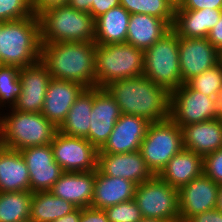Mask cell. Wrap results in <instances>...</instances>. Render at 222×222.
Returning a JSON list of instances; mask_svg holds the SVG:
<instances>
[{
	"instance_id": "1",
	"label": "cell",
	"mask_w": 222,
	"mask_h": 222,
	"mask_svg": "<svg viewBox=\"0 0 222 222\" xmlns=\"http://www.w3.org/2000/svg\"><path fill=\"white\" fill-rule=\"evenodd\" d=\"M121 114L140 116L150 123L170 119L171 93L144 75L110 82L104 87Z\"/></svg>"
},
{
	"instance_id": "2",
	"label": "cell",
	"mask_w": 222,
	"mask_h": 222,
	"mask_svg": "<svg viewBox=\"0 0 222 222\" xmlns=\"http://www.w3.org/2000/svg\"><path fill=\"white\" fill-rule=\"evenodd\" d=\"M94 42L41 44L40 61L53 79L73 81L85 88L96 87Z\"/></svg>"
},
{
	"instance_id": "3",
	"label": "cell",
	"mask_w": 222,
	"mask_h": 222,
	"mask_svg": "<svg viewBox=\"0 0 222 222\" xmlns=\"http://www.w3.org/2000/svg\"><path fill=\"white\" fill-rule=\"evenodd\" d=\"M40 23L30 17L0 22V65L23 68L40 60Z\"/></svg>"
},
{
	"instance_id": "4",
	"label": "cell",
	"mask_w": 222,
	"mask_h": 222,
	"mask_svg": "<svg viewBox=\"0 0 222 222\" xmlns=\"http://www.w3.org/2000/svg\"><path fill=\"white\" fill-rule=\"evenodd\" d=\"M9 109L3 115L0 112V146L20 151L52 142L58 128L41 112L27 113Z\"/></svg>"
},
{
	"instance_id": "5",
	"label": "cell",
	"mask_w": 222,
	"mask_h": 222,
	"mask_svg": "<svg viewBox=\"0 0 222 222\" xmlns=\"http://www.w3.org/2000/svg\"><path fill=\"white\" fill-rule=\"evenodd\" d=\"M38 19L41 44L94 42L95 20L90 13L63 5L42 12Z\"/></svg>"
},
{
	"instance_id": "6",
	"label": "cell",
	"mask_w": 222,
	"mask_h": 222,
	"mask_svg": "<svg viewBox=\"0 0 222 222\" xmlns=\"http://www.w3.org/2000/svg\"><path fill=\"white\" fill-rule=\"evenodd\" d=\"M144 51L128 43L96 45V87L143 75Z\"/></svg>"
},
{
	"instance_id": "7",
	"label": "cell",
	"mask_w": 222,
	"mask_h": 222,
	"mask_svg": "<svg viewBox=\"0 0 222 222\" xmlns=\"http://www.w3.org/2000/svg\"><path fill=\"white\" fill-rule=\"evenodd\" d=\"M179 56V37L171 29L144 51L143 75L171 93L183 85Z\"/></svg>"
},
{
	"instance_id": "8",
	"label": "cell",
	"mask_w": 222,
	"mask_h": 222,
	"mask_svg": "<svg viewBox=\"0 0 222 222\" xmlns=\"http://www.w3.org/2000/svg\"><path fill=\"white\" fill-rule=\"evenodd\" d=\"M183 148L181 127L167 119L149 124L139 151L148 168L154 175H158Z\"/></svg>"
},
{
	"instance_id": "9",
	"label": "cell",
	"mask_w": 222,
	"mask_h": 222,
	"mask_svg": "<svg viewBox=\"0 0 222 222\" xmlns=\"http://www.w3.org/2000/svg\"><path fill=\"white\" fill-rule=\"evenodd\" d=\"M134 201L143 218L180 222L178 189L155 175L151 180L136 185Z\"/></svg>"
},
{
	"instance_id": "10",
	"label": "cell",
	"mask_w": 222,
	"mask_h": 222,
	"mask_svg": "<svg viewBox=\"0 0 222 222\" xmlns=\"http://www.w3.org/2000/svg\"><path fill=\"white\" fill-rule=\"evenodd\" d=\"M55 161L63 172H89L97 169L98 150L83 137L55 133L50 143Z\"/></svg>"
},
{
	"instance_id": "11",
	"label": "cell",
	"mask_w": 222,
	"mask_h": 222,
	"mask_svg": "<svg viewBox=\"0 0 222 222\" xmlns=\"http://www.w3.org/2000/svg\"><path fill=\"white\" fill-rule=\"evenodd\" d=\"M170 119L180 127L215 119L213 97H208L184 83L171 92Z\"/></svg>"
},
{
	"instance_id": "12",
	"label": "cell",
	"mask_w": 222,
	"mask_h": 222,
	"mask_svg": "<svg viewBox=\"0 0 222 222\" xmlns=\"http://www.w3.org/2000/svg\"><path fill=\"white\" fill-rule=\"evenodd\" d=\"M30 177V191H50L63 170L55 161L51 144L27 147L20 150Z\"/></svg>"
},
{
	"instance_id": "13",
	"label": "cell",
	"mask_w": 222,
	"mask_h": 222,
	"mask_svg": "<svg viewBox=\"0 0 222 222\" xmlns=\"http://www.w3.org/2000/svg\"><path fill=\"white\" fill-rule=\"evenodd\" d=\"M121 111L115 99L105 88L93 87V108L89 133L85 137L97 150L107 142Z\"/></svg>"
},
{
	"instance_id": "14",
	"label": "cell",
	"mask_w": 222,
	"mask_h": 222,
	"mask_svg": "<svg viewBox=\"0 0 222 222\" xmlns=\"http://www.w3.org/2000/svg\"><path fill=\"white\" fill-rule=\"evenodd\" d=\"M219 184L204 173L178 189L180 222L216 207Z\"/></svg>"
},
{
	"instance_id": "15",
	"label": "cell",
	"mask_w": 222,
	"mask_h": 222,
	"mask_svg": "<svg viewBox=\"0 0 222 222\" xmlns=\"http://www.w3.org/2000/svg\"><path fill=\"white\" fill-rule=\"evenodd\" d=\"M51 79L50 73L40 60L20 68L19 80L22 90L13 109L20 112L40 113Z\"/></svg>"
},
{
	"instance_id": "16",
	"label": "cell",
	"mask_w": 222,
	"mask_h": 222,
	"mask_svg": "<svg viewBox=\"0 0 222 222\" xmlns=\"http://www.w3.org/2000/svg\"><path fill=\"white\" fill-rule=\"evenodd\" d=\"M182 83L219 63V50L207 38L179 37Z\"/></svg>"
},
{
	"instance_id": "17",
	"label": "cell",
	"mask_w": 222,
	"mask_h": 222,
	"mask_svg": "<svg viewBox=\"0 0 222 222\" xmlns=\"http://www.w3.org/2000/svg\"><path fill=\"white\" fill-rule=\"evenodd\" d=\"M97 169L104 175L121 177L136 185L155 176L145 164L140 151L119 154L98 153Z\"/></svg>"
},
{
	"instance_id": "18",
	"label": "cell",
	"mask_w": 222,
	"mask_h": 222,
	"mask_svg": "<svg viewBox=\"0 0 222 222\" xmlns=\"http://www.w3.org/2000/svg\"><path fill=\"white\" fill-rule=\"evenodd\" d=\"M150 122L140 116L121 114L107 142L98 153H127L139 151Z\"/></svg>"
},
{
	"instance_id": "19",
	"label": "cell",
	"mask_w": 222,
	"mask_h": 222,
	"mask_svg": "<svg viewBox=\"0 0 222 222\" xmlns=\"http://www.w3.org/2000/svg\"><path fill=\"white\" fill-rule=\"evenodd\" d=\"M84 89L85 87L80 83L52 78L47 87L41 113L56 128H59Z\"/></svg>"
},
{
	"instance_id": "20",
	"label": "cell",
	"mask_w": 222,
	"mask_h": 222,
	"mask_svg": "<svg viewBox=\"0 0 222 222\" xmlns=\"http://www.w3.org/2000/svg\"><path fill=\"white\" fill-rule=\"evenodd\" d=\"M96 180V170L89 172H63L50 192L69 201L77 208L90 207Z\"/></svg>"
},
{
	"instance_id": "21",
	"label": "cell",
	"mask_w": 222,
	"mask_h": 222,
	"mask_svg": "<svg viewBox=\"0 0 222 222\" xmlns=\"http://www.w3.org/2000/svg\"><path fill=\"white\" fill-rule=\"evenodd\" d=\"M184 149L206 156L222 148V122L216 118L181 127Z\"/></svg>"
},
{
	"instance_id": "22",
	"label": "cell",
	"mask_w": 222,
	"mask_h": 222,
	"mask_svg": "<svg viewBox=\"0 0 222 222\" xmlns=\"http://www.w3.org/2000/svg\"><path fill=\"white\" fill-rule=\"evenodd\" d=\"M221 15L222 9L175 10L172 30L178 37L207 38Z\"/></svg>"
},
{
	"instance_id": "23",
	"label": "cell",
	"mask_w": 222,
	"mask_h": 222,
	"mask_svg": "<svg viewBox=\"0 0 222 222\" xmlns=\"http://www.w3.org/2000/svg\"><path fill=\"white\" fill-rule=\"evenodd\" d=\"M201 174L203 156L183 148L168 161L157 176L170 186L180 189Z\"/></svg>"
},
{
	"instance_id": "24",
	"label": "cell",
	"mask_w": 222,
	"mask_h": 222,
	"mask_svg": "<svg viewBox=\"0 0 222 222\" xmlns=\"http://www.w3.org/2000/svg\"><path fill=\"white\" fill-rule=\"evenodd\" d=\"M136 184L121 177H111L96 169L92 208L106 209L121 202L134 199Z\"/></svg>"
},
{
	"instance_id": "25",
	"label": "cell",
	"mask_w": 222,
	"mask_h": 222,
	"mask_svg": "<svg viewBox=\"0 0 222 222\" xmlns=\"http://www.w3.org/2000/svg\"><path fill=\"white\" fill-rule=\"evenodd\" d=\"M30 191L27 165L19 150L0 146V192Z\"/></svg>"
},
{
	"instance_id": "26",
	"label": "cell",
	"mask_w": 222,
	"mask_h": 222,
	"mask_svg": "<svg viewBox=\"0 0 222 222\" xmlns=\"http://www.w3.org/2000/svg\"><path fill=\"white\" fill-rule=\"evenodd\" d=\"M171 29L163 19L147 14H131L126 43L145 51Z\"/></svg>"
},
{
	"instance_id": "27",
	"label": "cell",
	"mask_w": 222,
	"mask_h": 222,
	"mask_svg": "<svg viewBox=\"0 0 222 222\" xmlns=\"http://www.w3.org/2000/svg\"><path fill=\"white\" fill-rule=\"evenodd\" d=\"M131 14L121 5L114 7L95 20L96 45L126 43Z\"/></svg>"
},
{
	"instance_id": "28",
	"label": "cell",
	"mask_w": 222,
	"mask_h": 222,
	"mask_svg": "<svg viewBox=\"0 0 222 222\" xmlns=\"http://www.w3.org/2000/svg\"><path fill=\"white\" fill-rule=\"evenodd\" d=\"M92 108L93 88H85L76 98L58 131L69 136L85 138L89 133Z\"/></svg>"
},
{
	"instance_id": "29",
	"label": "cell",
	"mask_w": 222,
	"mask_h": 222,
	"mask_svg": "<svg viewBox=\"0 0 222 222\" xmlns=\"http://www.w3.org/2000/svg\"><path fill=\"white\" fill-rule=\"evenodd\" d=\"M77 207L50 191L33 193L29 219L35 222H53L74 211Z\"/></svg>"
},
{
	"instance_id": "30",
	"label": "cell",
	"mask_w": 222,
	"mask_h": 222,
	"mask_svg": "<svg viewBox=\"0 0 222 222\" xmlns=\"http://www.w3.org/2000/svg\"><path fill=\"white\" fill-rule=\"evenodd\" d=\"M31 191L0 192V222H21L29 219Z\"/></svg>"
},
{
	"instance_id": "31",
	"label": "cell",
	"mask_w": 222,
	"mask_h": 222,
	"mask_svg": "<svg viewBox=\"0 0 222 222\" xmlns=\"http://www.w3.org/2000/svg\"><path fill=\"white\" fill-rule=\"evenodd\" d=\"M130 14H147L165 20L171 27L174 21L176 0H120Z\"/></svg>"
},
{
	"instance_id": "32",
	"label": "cell",
	"mask_w": 222,
	"mask_h": 222,
	"mask_svg": "<svg viewBox=\"0 0 222 222\" xmlns=\"http://www.w3.org/2000/svg\"><path fill=\"white\" fill-rule=\"evenodd\" d=\"M19 73V67L0 65V109L2 111L4 107V110H7V106H9L8 108H13L17 102L22 90Z\"/></svg>"
},
{
	"instance_id": "33",
	"label": "cell",
	"mask_w": 222,
	"mask_h": 222,
	"mask_svg": "<svg viewBox=\"0 0 222 222\" xmlns=\"http://www.w3.org/2000/svg\"><path fill=\"white\" fill-rule=\"evenodd\" d=\"M186 84L208 97H214L222 86V67L217 64L200 75L194 76Z\"/></svg>"
},
{
	"instance_id": "34",
	"label": "cell",
	"mask_w": 222,
	"mask_h": 222,
	"mask_svg": "<svg viewBox=\"0 0 222 222\" xmlns=\"http://www.w3.org/2000/svg\"><path fill=\"white\" fill-rule=\"evenodd\" d=\"M110 222H138L143 217L134 199L104 209Z\"/></svg>"
},
{
	"instance_id": "35",
	"label": "cell",
	"mask_w": 222,
	"mask_h": 222,
	"mask_svg": "<svg viewBox=\"0 0 222 222\" xmlns=\"http://www.w3.org/2000/svg\"><path fill=\"white\" fill-rule=\"evenodd\" d=\"M31 0H0V22L32 16Z\"/></svg>"
},
{
	"instance_id": "36",
	"label": "cell",
	"mask_w": 222,
	"mask_h": 222,
	"mask_svg": "<svg viewBox=\"0 0 222 222\" xmlns=\"http://www.w3.org/2000/svg\"><path fill=\"white\" fill-rule=\"evenodd\" d=\"M203 173L222 184V148L203 157Z\"/></svg>"
},
{
	"instance_id": "37",
	"label": "cell",
	"mask_w": 222,
	"mask_h": 222,
	"mask_svg": "<svg viewBox=\"0 0 222 222\" xmlns=\"http://www.w3.org/2000/svg\"><path fill=\"white\" fill-rule=\"evenodd\" d=\"M175 10L222 9V0H176Z\"/></svg>"
},
{
	"instance_id": "38",
	"label": "cell",
	"mask_w": 222,
	"mask_h": 222,
	"mask_svg": "<svg viewBox=\"0 0 222 222\" xmlns=\"http://www.w3.org/2000/svg\"><path fill=\"white\" fill-rule=\"evenodd\" d=\"M79 222H110L103 209H95L92 207L81 208Z\"/></svg>"
},
{
	"instance_id": "39",
	"label": "cell",
	"mask_w": 222,
	"mask_h": 222,
	"mask_svg": "<svg viewBox=\"0 0 222 222\" xmlns=\"http://www.w3.org/2000/svg\"><path fill=\"white\" fill-rule=\"evenodd\" d=\"M69 0H31L32 13L38 17L42 12L63 5H68Z\"/></svg>"
},
{
	"instance_id": "40",
	"label": "cell",
	"mask_w": 222,
	"mask_h": 222,
	"mask_svg": "<svg viewBox=\"0 0 222 222\" xmlns=\"http://www.w3.org/2000/svg\"><path fill=\"white\" fill-rule=\"evenodd\" d=\"M120 5V0H95L92 3L90 14L96 20L110 9Z\"/></svg>"
},
{
	"instance_id": "41",
	"label": "cell",
	"mask_w": 222,
	"mask_h": 222,
	"mask_svg": "<svg viewBox=\"0 0 222 222\" xmlns=\"http://www.w3.org/2000/svg\"><path fill=\"white\" fill-rule=\"evenodd\" d=\"M186 222H222V213L216 208L190 217Z\"/></svg>"
},
{
	"instance_id": "42",
	"label": "cell",
	"mask_w": 222,
	"mask_h": 222,
	"mask_svg": "<svg viewBox=\"0 0 222 222\" xmlns=\"http://www.w3.org/2000/svg\"><path fill=\"white\" fill-rule=\"evenodd\" d=\"M207 39L218 50L222 48V15L217 24L209 31Z\"/></svg>"
},
{
	"instance_id": "43",
	"label": "cell",
	"mask_w": 222,
	"mask_h": 222,
	"mask_svg": "<svg viewBox=\"0 0 222 222\" xmlns=\"http://www.w3.org/2000/svg\"><path fill=\"white\" fill-rule=\"evenodd\" d=\"M93 2L95 0H69L68 5L75 10L90 13Z\"/></svg>"
},
{
	"instance_id": "44",
	"label": "cell",
	"mask_w": 222,
	"mask_h": 222,
	"mask_svg": "<svg viewBox=\"0 0 222 222\" xmlns=\"http://www.w3.org/2000/svg\"><path fill=\"white\" fill-rule=\"evenodd\" d=\"M81 215V208H76L74 211L65 215L59 219H56L53 222H79V218Z\"/></svg>"
},
{
	"instance_id": "45",
	"label": "cell",
	"mask_w": 222,
	"mask_h": 222,
	"mask_svg": "<svg viewBox=\"0 0 222 222\" xmlns=\"http://www.w3.org/2000/svg\"><path fill=\"white\" fill-rule=\"evenodd\" d=\"M214 108H215V119L219 118L222 114V86L220 90L213 97Z\"/></svg>"
},
{
	"instance_id": "46",
	"label": "cell",
	"mask_w": 222,
	"mask_h": 222,
	"mask_svg": "<svg viewBox=\"0 0 222 222\" xmlns=\"http://www.w3.org/2000/svg\"><path fill=\"white\" fill-rule=\"evenodd\" d=\"M215 208L222 213V184H219Z\"/></svg>"
},
{
	"instance_id": "47",
	"label": "cell",
	"mask_w": 222,
	"mask_h": 222,
	"mask_svg": "<svg viewBox=\"0 0 222 222\" xmlns=\"http://www.w3.org/2000/svg\"><path fill=\"white\" fill-rule=\"evenodd\" d=\"M138 222H170L167 220H161V219H155V218H142L140 221Z\"/></svg>"
},
{
	"instance_id": "48",
	"label": "cell",
	"mask_w": 222,
	"mask_h": 222,
	"mask_svg": "<svg viewBox=\"0 0 222 222\" xmlns=\"http://www.w3.org/2000/svg\"><path fill=\"white\" fill-rule=\"evenodd\" d=\"M218 64L222 67V48L219 49V63Z\"/></svg>"
},
{
	"instance_id": "49",
	"label": "cell",
	"mask_w": 222,
	"mask_h": 222,
	"mask_svg": "<svg viewBox=\"0 0 222 222\" xmlns=\"http://www.w3.org/2000/svg\"><path fill=\"white\" fill-rule=\"evenodd\" d=\"M21 222H35V221H32L31 219H27V220H24V221H21Z\"/></svg>"
},
{
	"instance_id": "50",
	"label": "cell",
	"mask_w": 222,
	"mask_h": 222,
	"mask_svg": "<svg viewBox=\"0 0 222 222\" xmlns=\"http://www.w3.org/2000/svg\"><path fill=\"white\" fill-rule=\"evenodd\" d=\"M218 119L222 122V114H221V116Z\"/></svg>"
}]
</instances>
